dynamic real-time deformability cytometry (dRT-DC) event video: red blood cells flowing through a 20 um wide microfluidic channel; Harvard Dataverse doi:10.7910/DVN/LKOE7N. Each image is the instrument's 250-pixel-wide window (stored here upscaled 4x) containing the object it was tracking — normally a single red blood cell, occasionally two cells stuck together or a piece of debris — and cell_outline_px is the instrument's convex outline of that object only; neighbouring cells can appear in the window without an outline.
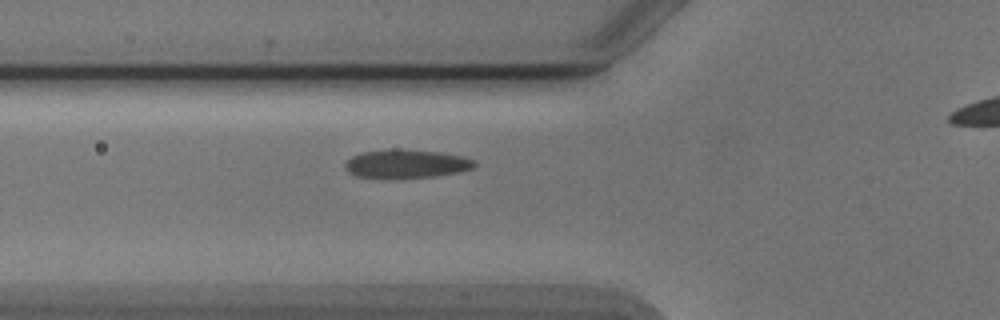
{"species": "Egyptian fruit bat (a non-hibernating species)", "species_latin": "Rousettus aegyptiacus", "temperature_condition": "cold", "stored_images_in_passage": 30, "camera_frame_rate_fps": 3000, "um_per_image_px": 0.085, "animal": {"sex": "male"}, "frame": {"image": 1, "passage_image": 2, "time_ms": 0.333, "image_size_px": [1000, 320], "cell_outline_px": [[476, 164], [472, 168], [460, 172], [436, 176], [356, 176], [348, 172], [344, 168], [344, 164], [352, 156], [360, 152], [396, 148], [440, 152], [464, 156], [476, 160]], "centroid_in_image_um": [34.57, 13.88], "position_along_channel_um": 91.2, "area_um2": 21.15}}
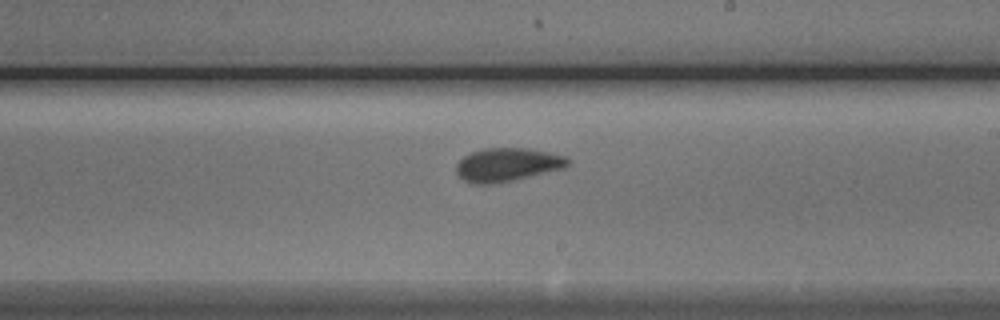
{"frame": {"image": 2, "passage_image": 14, "time_ms": 4.333, "image_size_px": [1000, 320], "cell_outline_px": [[572, 160], [564, 168], [516, 180], [496, 184], [472, 184], [464, 180], [456, 172], [456, 164], [464, 156], [472, 152], [484, 148], [528, 148], [568, 156]], "centroid_in_image_um": [43.15, 14.0], "position_along_channel_um": 245.9, "area_um2": 22.02}}
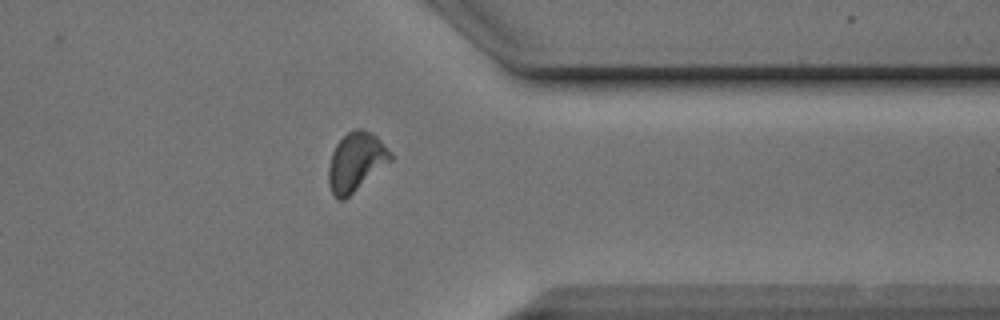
{"frame": {"image": 3, "passage_image": 25, "time_ms": 8.0, "image_size_px": [1000, 320], "cell_outline_px": [[396, 156], [392, 160], [344, 200], [340, 200], [332, 192], [328, 184], [328, 168], [332, 152], [336, 144], [348, 132], [356, 128], [364, 128], [372, 132]], "centroid_in_image_um": [30.28, 13.73], "position_along_channel_um": 381.1, "area_um2": 21.27}}